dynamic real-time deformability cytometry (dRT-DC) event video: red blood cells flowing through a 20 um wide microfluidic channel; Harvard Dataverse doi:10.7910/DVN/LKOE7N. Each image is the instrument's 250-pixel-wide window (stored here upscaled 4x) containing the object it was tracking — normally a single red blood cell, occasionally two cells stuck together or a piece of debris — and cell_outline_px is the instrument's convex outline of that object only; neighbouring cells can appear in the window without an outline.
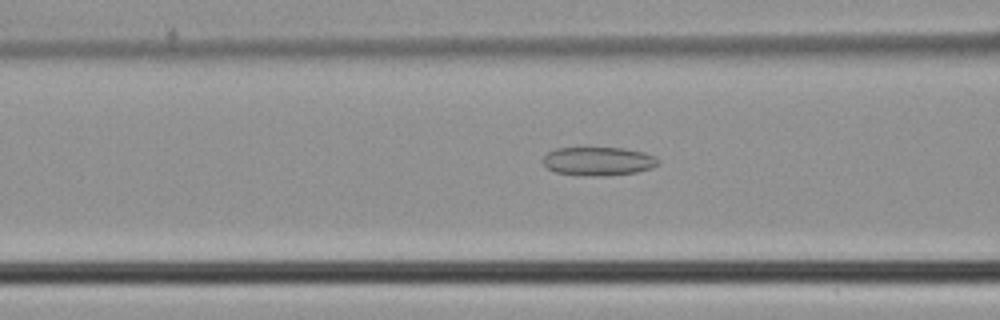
{"species": "common noctule bat (a hibernating species)", "species_latin": "Nyctalus noctula", "temperature_condition": "cold", "stored_images_in_passage": 38, "camera_frame_rate_fps": 3000, "um_per_image_px": 0.085, "animal": {"sex": "male", "body_mass_g": 21.5, "forearm_length_mm": 52.0}, "frame": {"image": 1, "passage_image": 19, "time_ms": 6.0, "image_size_px": [1000, 320], "cell_outline_px": [[660, 164], [652, 168], [636, 172], [604, 176], [596, 176], [556, 172], [548, 168], [544, 164], [544, 156], [548, 152], [556, 148], [624, 148], [644, 152], [656, 156], [660, 160]], "centroid_in_image_um": [50.92, 13.69], "position_along_channel_um": 115.7, "area_um2": 19.13}}
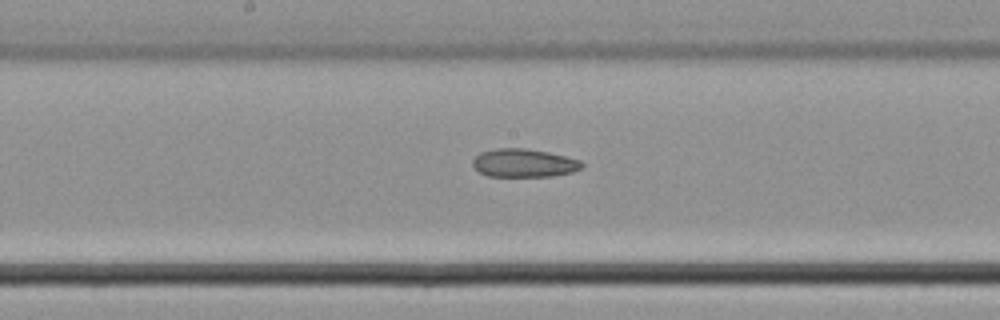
{"frame": {"image": 2, "passage_image": 25, "time_ms": 8.0, "image_size_px": [1000, 320], "cell_outline_px": [[584, 164], [580, 168], [572, 172], [552, 176], [488, 176], [480, 172], [472, 164], [472, 160], [480, 152], [496, 148], [524, 148], [548, 152], [580, 160]], "centroid_in_image_um": [44.51, 13.85], "position_along_channel_um": 203.7, "area_um2": 17.86}}
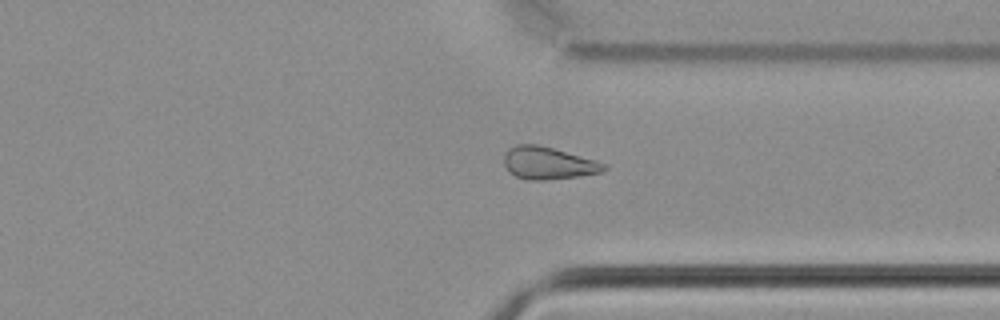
{"frame": {"image": 3, "passage_image": 36, "time_ms": 11.667, "image_size_px": [1000, 320], "cell_outline_px": [[608, 168], [600, 172], [576, 176], [544, 180], [528, 180], [516, 176], [508, 172], [504, 164], [504, 156], [508, 148], [516, 144], [536, 144], [552, 148], [596, 160], [608, 164]], "centroid_in_image_um": [46.57, 13.86], "position_along_channel_um": 364.8, "area_um2": 18.79}}